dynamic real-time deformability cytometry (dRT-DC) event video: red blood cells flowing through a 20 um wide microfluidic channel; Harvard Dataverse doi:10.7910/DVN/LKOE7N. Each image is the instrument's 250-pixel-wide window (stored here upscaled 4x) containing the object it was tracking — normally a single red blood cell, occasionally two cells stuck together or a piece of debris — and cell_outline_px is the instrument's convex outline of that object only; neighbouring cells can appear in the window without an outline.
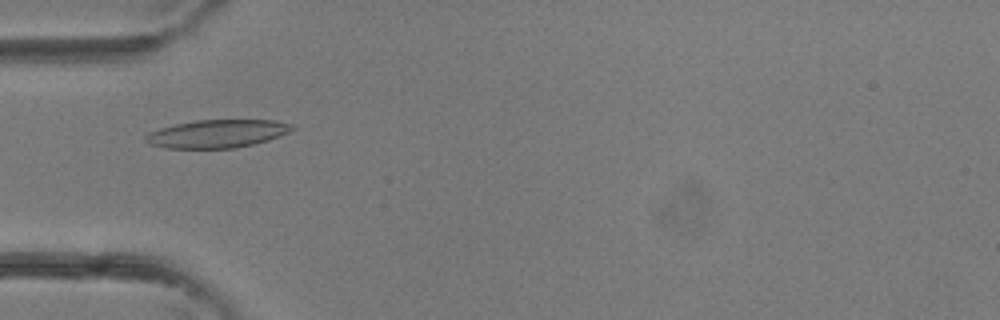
{"species": "common noctule bat (a hibernating species)", "species_latin": "Nyctalus noctula", "temperature_condition": "room temperature", "stored_images_in_passage": 2, "camera_frame_rate_fps": 3000, "um_per_image_px": 0.085, "animal": {"sex": "female"}, "frame": {"image": 1, "passage_image": 2, "time_ms": 0.333, "image_size_px": [1000, 320], "cell_outline_px": [[296, 128], [288, 132], [268, 140], [236, 148], [164, 148], [148, 144], [144, 140], [144, 136], [148, 132], [160, 128], [176, 124], [196, 120], [272, 120], [296, 124]], "centroid_in_image_um": [18.44, 11.36], "position_along_channel_um": 66.6, "area_um2": 24.04}}